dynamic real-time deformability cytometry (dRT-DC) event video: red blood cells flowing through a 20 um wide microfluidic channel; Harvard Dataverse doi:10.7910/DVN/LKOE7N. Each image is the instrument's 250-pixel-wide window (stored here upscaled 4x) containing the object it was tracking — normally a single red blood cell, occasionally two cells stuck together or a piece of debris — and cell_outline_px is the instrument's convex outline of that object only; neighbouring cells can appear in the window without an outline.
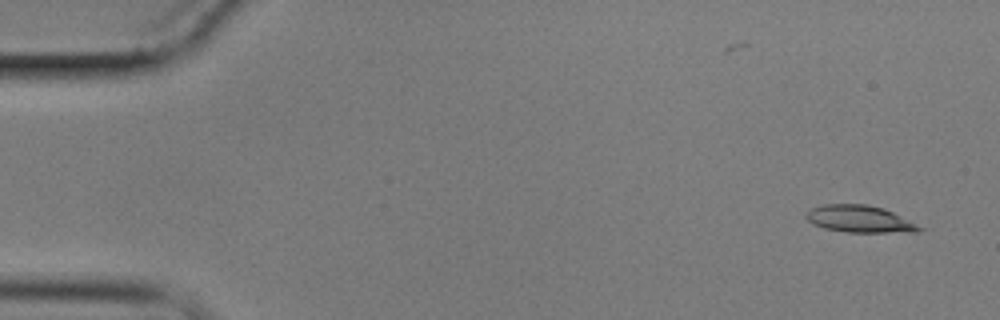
{"species": "common noctule bat (a hibernating species)", "species_latin": "Nyctalus noctula", "temperature_condition": "cold", "stored_images_in_passage": 2, "camera_frame_rate_fps": 3000, "um_per_image_px": 0.085, "animal": {"sex": "male", "body_mass_g": 17.9}, "frame": {"image": 1, "passage_image": 2, "time_ms": 1.333, "image_size_px": [1000, 320], "cell_outline_px": [[924, 228], [916, 232], [848, 232], [824, 228], [812, 224], [804, 216], [812, 208], [824, 204], [868, 204], [884, 208]], "centroid_in_image_um": [73.05, 18.61], "position_along_channel_um": 12.0, "area_um2": 17.69}}